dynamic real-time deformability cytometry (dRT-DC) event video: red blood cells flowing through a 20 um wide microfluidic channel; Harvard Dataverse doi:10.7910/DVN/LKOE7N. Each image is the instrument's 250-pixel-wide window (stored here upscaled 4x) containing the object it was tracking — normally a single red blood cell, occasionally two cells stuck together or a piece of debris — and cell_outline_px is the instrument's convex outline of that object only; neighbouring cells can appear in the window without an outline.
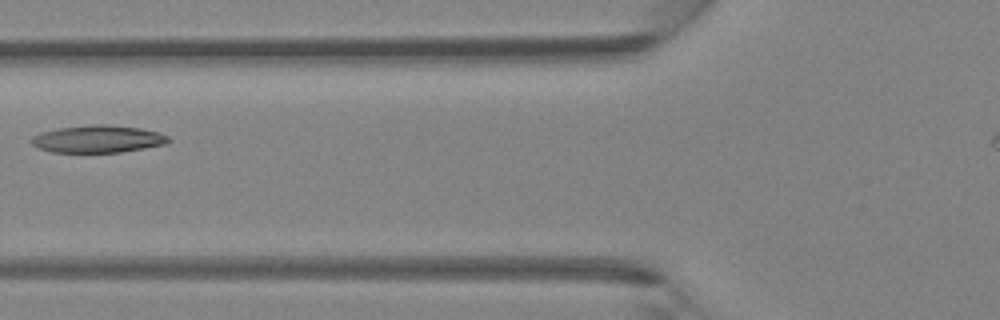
{"species": "Egyptian fruit bat (a non-hibernating species)", "species_latin": "Rousettus aegyptiacus", "temperature_condition": "room temperature", "stored_images_in_passage": 3, "segment_of_instrument_passage": [1, 2], "camera_frame_rate_fps": 3000, "um_per_image_px": 0.085, "animal": {"sex": "female"}, "frame": {"image": 1, "passage_image": 2, "time_ms": 0.333, "image_size_px": [1000, 320], "cell_outline_px": [[172, 140], [164, 144], [144, 148], [120, 152], [52, 152], [40, 148], [32, 144], [28, 140], [32, 136], [40, 132], [56, 128], [96, 124], [104, 124], [140, 128], [160, 132], [168, 136]], "centroid_in_image_um": [8.3, 11.8], "position_along_channel_um": 117.5, "area_um2": 21.91}}